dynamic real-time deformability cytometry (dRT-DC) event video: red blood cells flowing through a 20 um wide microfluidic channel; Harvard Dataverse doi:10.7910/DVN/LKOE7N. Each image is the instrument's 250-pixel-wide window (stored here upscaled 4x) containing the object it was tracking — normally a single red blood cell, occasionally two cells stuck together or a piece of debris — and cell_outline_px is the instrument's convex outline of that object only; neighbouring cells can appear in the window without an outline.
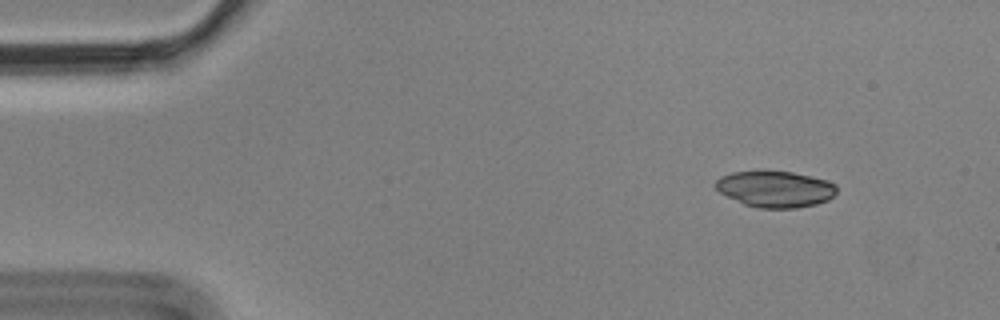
{"species": "Egyptian fruit bat (a non-hibernating species)", "species_latin": "Rousettus aegyptiacus", "temperature_condition": "cold", "stored_images_in_passage": 4, "camera_frame_rate_fps": 3000, "um_per_image_px": 0.085, "animal": {"sex": "male"}, "frame": {"image": 1, "passage_image": 2, "time_ms": 0.333, "image_size_px": [1000, 320], "cell_outline_px": [[836, 192], [828, 200], [816, 204], [796, 208], [760, 208], [744, 204], [720, 192], [716, 188], [716, 180], [720, 176], [732, 172], [764, 168], [792, 172], [828, 180], [836, 184]], "centroid_in_image_um": [65.89, 16.02], "position_along_channel_um": 19.1, "area_um2": 26.13}}